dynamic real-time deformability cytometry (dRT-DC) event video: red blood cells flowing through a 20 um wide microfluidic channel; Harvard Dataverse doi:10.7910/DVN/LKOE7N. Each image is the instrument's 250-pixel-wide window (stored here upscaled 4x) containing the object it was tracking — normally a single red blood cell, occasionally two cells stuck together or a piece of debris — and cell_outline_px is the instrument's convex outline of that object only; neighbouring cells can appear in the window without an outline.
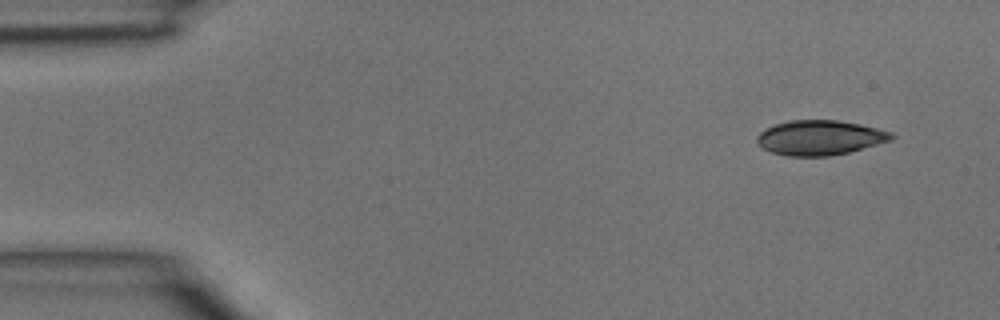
{"species": "common noctule bat (a hibernating species)", "species_latin": "Nyctalus noctula", "temperature_condition": "room temperature", "stored_images_in_passage": 4, "camera_frame_rate_fps": 3000, "um_per_image_px": 0.085, "animal": {"sex": "male", "body_mass_g": 15.6}, "frame": {"image": 1, "passage_image": 1, "time_ms": 0.0, "image_size_px": [1000, 320], "cell_outline_px": [[896, 136], [892, 140], [848, 152], [828, 156], [784, 156], [772, 152], [756, 144], [756, 136], [764, 128], [788, 120], [836, 120], [860, 124], [892, 132]], "centroid_in_image_um": [69.66, 11.7], "position_along_channel_um": 15.3, "area_um2": 27.34}}
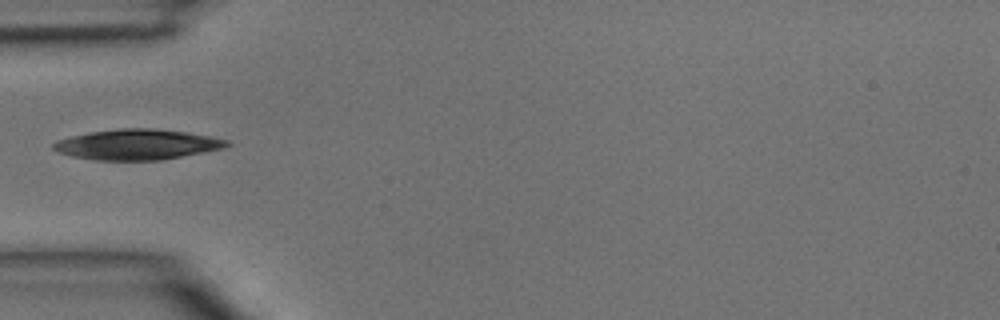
{"frame": {"image": 2, "passage_image": 4, "time_ms": 1.0, "image_size_px": [1000, 320], "cell_outline_px": [[232, 144], [224, 148], [204, 152], [160, 160], [96, 160], [72, 156], [60, 152], [52, 148], [52, 144], [56, 140], [72, 136], [92, 132], [120, 128], [156, 128], [188, 132], [228, 140]], "centroid_in_image_um": [11.68, 12.28], "position_along_channel_um": 73.3, "area_um2": 30.63}}